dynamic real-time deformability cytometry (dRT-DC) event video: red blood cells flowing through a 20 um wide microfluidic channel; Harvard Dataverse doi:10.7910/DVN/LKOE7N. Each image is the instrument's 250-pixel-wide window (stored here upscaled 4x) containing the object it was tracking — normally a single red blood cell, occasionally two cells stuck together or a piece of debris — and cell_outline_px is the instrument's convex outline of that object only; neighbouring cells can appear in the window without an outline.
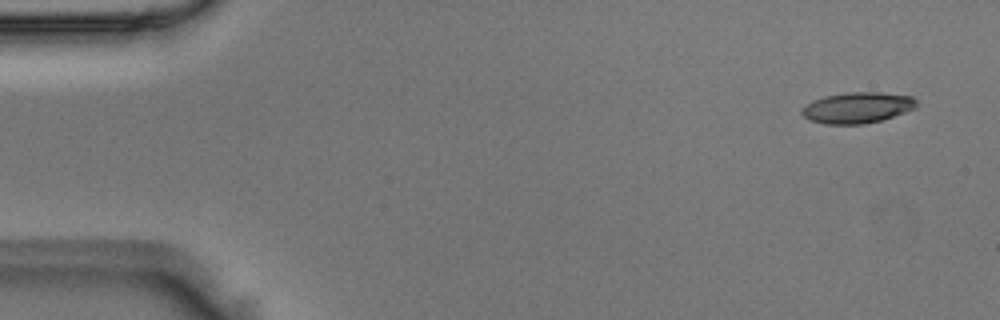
{"species": "Egyptian fruit bat (a non-hibernating species)", "species_latin": "Rousettus aegyptiacus", "temperature_condition": "room temperature", "stored_images_in_passage": 15, "camera_frame_rate_fps": 3000, "um_per_image_px": 0.085, "animal": {"sex": "male"}, "frame": {"image": 1, "passage_image": 3, "time_ms": 0.667, "image_size_px": [1000, 320], "cell_outline_px": [[916, 108], [880, 120], [864, 124], [824, 124], [808, 120], [800, 112], [812, 100], [824, 96], [848, 92], [880, 92], [912, 96], [916, 100]], "centroid_in_image_um": [72.86, 9.15], "position_along_channel_um": 12.1, "area_um2": 20.58}}
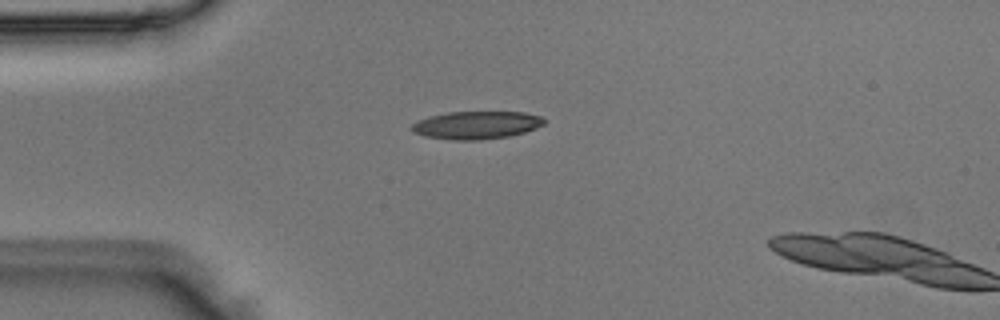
{"frame": {"image": 2, "passage_image": 13, "time_ms": 4.0, "image_size_px": [1000, 320], "cell_outline_px": [[544, 124], [536, 128], [524, 132], [508, 136], [480, 140], [452, 140], [424, 136], [412, 132], [408, 128], [412, 124], [428, 116], [448, 112], [524, 112], [540, 116], [544, 120]], "centroid_in_image_um": [40.45, 10.63], "position_along_channel_um": 44.6, "area_um2": 21.5}}